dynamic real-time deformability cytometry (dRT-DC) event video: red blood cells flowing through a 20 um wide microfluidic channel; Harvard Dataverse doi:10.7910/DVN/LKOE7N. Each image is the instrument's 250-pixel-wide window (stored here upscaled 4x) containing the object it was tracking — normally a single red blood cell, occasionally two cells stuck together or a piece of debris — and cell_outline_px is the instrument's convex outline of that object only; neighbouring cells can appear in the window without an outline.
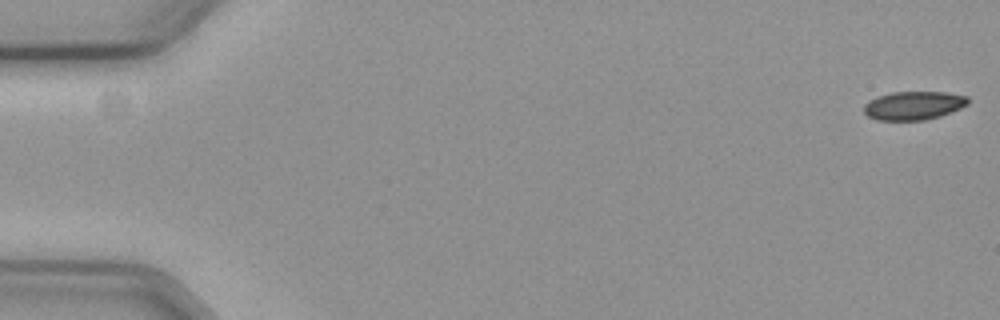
{"species": "common noctule bat (a hibernating species)", "species_latin": "Nyctalus noctula", "temperature_condition": "cold", "stored_images_in_passage": 58, "camera_frame_rate_fps": 3000, "um_per_image_px": 0.085, "animal": {"sex": "female", "body_mass_g": 19.3, "forearm_length_mm": 54.1}, "frame": {"image": 1, "passage_image": 1, "time_ms": 0.0, "image_size_px": [1000, 320], "cell_outline_px": [[968, 104], [960, 108], [940, 116], [924, 120], [876, 120], [868, 116], [864, 112], [864, 104], [868, 100], [892, 92], [944, 92], [968, 96]], "centroid_in_image_um": [77.64, 8.97], "position_along_channel_um": 7.4, "area_um2": 17.22}}
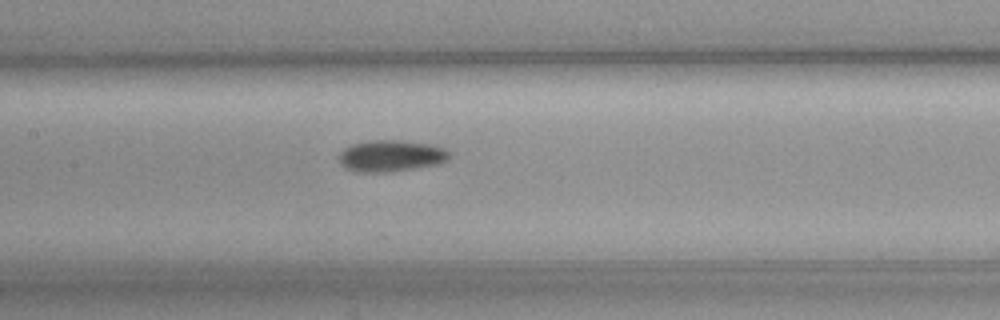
{"frame": {"image": 2, "passage_image": 28, "time_ms": 9.0, "image_size_px": [1000, 320], "cell_outline_px": [[448, 160], [440, 164], [392, 172], [356, 172], [344, 168], [340, 164], [340, 152], [344, 148], [352, 144], [368, 140], [400, 140], [432, 144], [444, 148], [448, 152]], "centroid_in_image_um": [33.22, 13.25], "position_along_channel_um": 174.2, "area_um2": 20.52}}
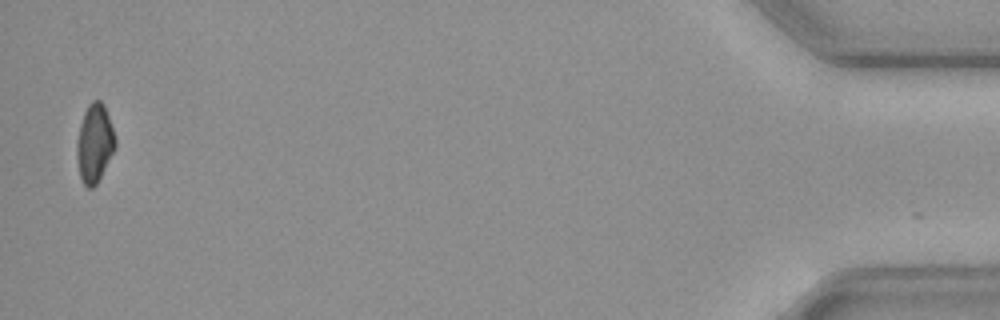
{"frame": {"image": 3, "passage_image": 57, "time_ms": 18.667, "image_size_px": [1000, 320], "cell_outline_px": [[116, 148], [96, 184], [92, 188], [88, 188], [84, 184], [80, 176], [76, 152], [76, 144], [80, 124], [84, 112], [88, 104], [92, 100], [100, 100], [104, 104], [116, 140]], "centroid_in_image_um": [8.03, 12.16], "position_along_channel_um": 427.2, "area_um2": 17.46}, "authors_computed_cell_mechanics": {"area_um2": 18.6405, "velocity_mm_per_s": 3.6074, "shape_relaxation_time_tau1_ms": 3.6724, "shape_relaxation_time_tau2_ms": null, "deformation_change_tau1": 0.0621, "deformation_change_tau2": null}}